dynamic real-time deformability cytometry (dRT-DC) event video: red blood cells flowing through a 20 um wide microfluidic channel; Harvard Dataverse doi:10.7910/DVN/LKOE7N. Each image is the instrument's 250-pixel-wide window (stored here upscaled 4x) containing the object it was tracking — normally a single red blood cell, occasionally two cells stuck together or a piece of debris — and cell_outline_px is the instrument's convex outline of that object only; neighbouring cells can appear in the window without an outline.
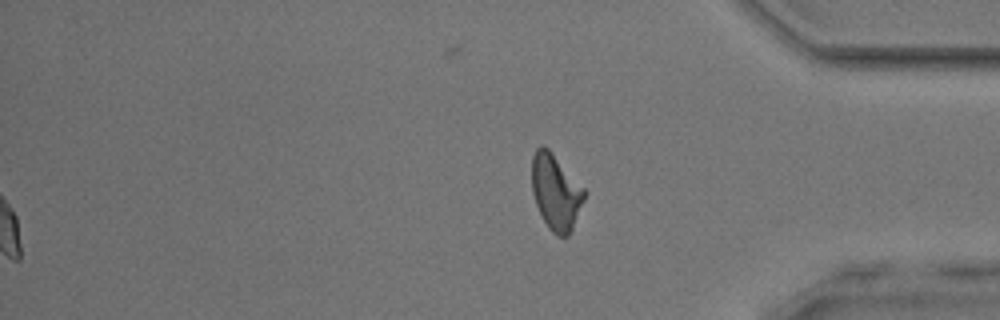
{"species": "common noctule bat (a hibernating species)", "species_latin": "Nyctalus noctula", "temperature_condition": "room temperature", "stored_images_in_passage": 55, "segment_of_instrument_passage": [2, 2], "camera_frame_rate_fps": 3000, "um_per_image_px": 0.085, "animal": {"sex": "male", "body_mass_g": 17.9, "forearm_length_mm": 54.2}, "frame": {"image": 1, "passage_image": 55, "time_ms": 18.0, "image_size_px": [1000, 320], "cell_outline_px": [[588, 192], [572, 228], [568, 236], [556, 236], [548, 228], [536, 204], [532, 192], [532, 156], [536, 148], [540, 144], [544, 144], [548, 148]], "centroid_in_image_um": [47.24, 16.3], "position_along_channel_um": 388.0, "area_um2": 23.18}}